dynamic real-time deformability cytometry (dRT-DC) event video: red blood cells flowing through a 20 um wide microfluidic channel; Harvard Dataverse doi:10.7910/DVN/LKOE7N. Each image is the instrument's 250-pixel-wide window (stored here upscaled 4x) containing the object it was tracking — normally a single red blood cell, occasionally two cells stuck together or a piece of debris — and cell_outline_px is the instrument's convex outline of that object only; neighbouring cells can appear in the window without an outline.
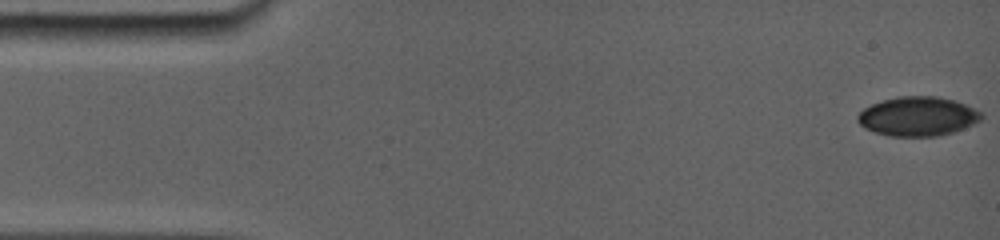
{"species": "common noctule bat (a hibernating species)", "species_latin": "Nyctalus noctula", "temperature_condition": "room temperature", "stored_images_in_passage": 5, "camera_frame_rate_fps": 5000, "um_per_image_px": 0.085, "animal": {"sex": "female", "body_mass_g": 19.0, "forearm_length_mm": 56.7}, "frame": {"image": 1, "passage_image": 1, "time_ms": 0.0, "image_size_px": [1000, 240], "cell_outline_px": [[980, 120], [952, 132], [932, 136], [892, 136], [876, 132], [860, 124], [860, 112], [864, 108], [872, 104], [884, 100], [900, 96], [936, 96], [952, 100], [964, 104], [980, 112]], "centroid_in_image_um": [78.0, 9.88], "position_along_channel_um": 7.0, "area_um2": 27.34}}
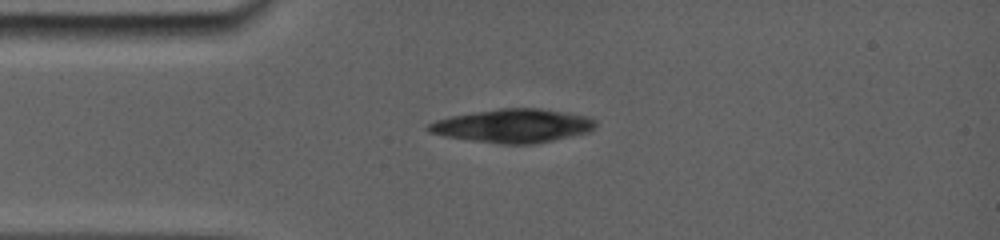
{"frame": {"image": 2, "passage_image": 5, "time_ms": 4.0, "image_size_px": [1000, 240], "cell_outline_px": [[596, 124], [592, 128], [580, 132], [544, 140], [516, 144], [512, 144], [452, 136], [432, 132], [428, 128], [428, 124], [436, 120], [452, 116], [500, 108], [536, 108], [584, 116], [592, 120]], "centroid_in_image_um": [43.53, 10.64], "position_along_channel_um": 41.5, "area_um2": 30.17}}